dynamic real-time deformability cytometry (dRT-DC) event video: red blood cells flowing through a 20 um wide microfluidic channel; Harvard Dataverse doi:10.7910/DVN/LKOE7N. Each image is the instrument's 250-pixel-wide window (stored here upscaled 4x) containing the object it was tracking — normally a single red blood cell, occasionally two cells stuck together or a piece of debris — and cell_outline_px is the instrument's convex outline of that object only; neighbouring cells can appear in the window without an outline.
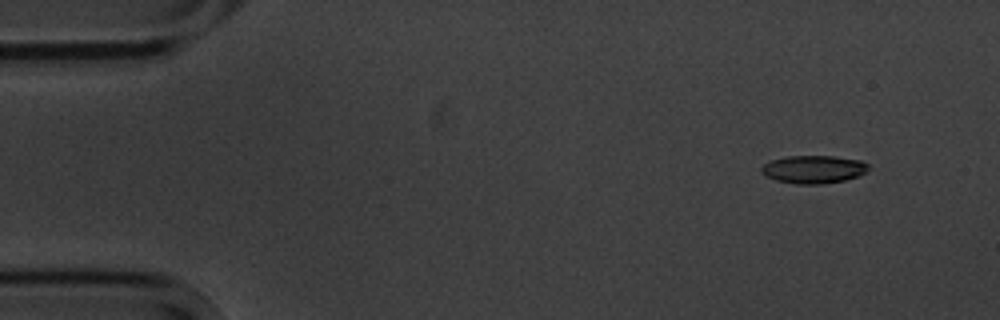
{"species": "common noctule bat (a hibernating species)", "species_latin": "Nyctalus noctula", "temperature_condition": "cold", "stored_images_in_passage": 6, "camera_frame_rate_fps": 3000, "um_per_image_px": 0.085, "animal": {"sex": "male", "body_mass_g": 20.1, "forearm_length_mm": 53.5}, "frame": {"image": 1, "passage_image": 1, "time_ms": 0.0, "image_size_px": [1000, 320], "cell_outline_px": [[868, 168], [860, 176], [844, 180], [820, 184], [796, 184], [776, 180], [764, 176], [760, 172], [760, 168], [764, 164], [772, 160], [784, 156], [832, 156], [860, 160], [868, 164]], "centroid_in_image_um": [69.11, 14.39], "position_along_channel_um": 15.9, "area_um2": 17.46}}
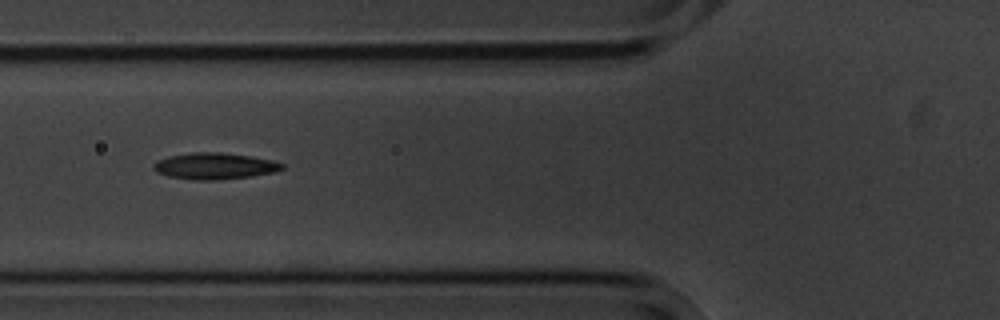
{"frame": {"image": 2, "passage_image": 5, "time_ms": 5.333, "image_size_px": [1000, 320], "cell_outline_px": [[284, 168], [276, 172], [252, 176], [216, 180], [196, 180], [168, 176], [156, 172], [152, 168], [152, 164], [156, 160], [168, 156], [192, 152], [224, 152], [252, 156], [272, 160], [284, 164]], "centroid_in_image_um": [18.23, 14.1], "position_along_channel_um": 107.6, "area_um2": 20.06}}
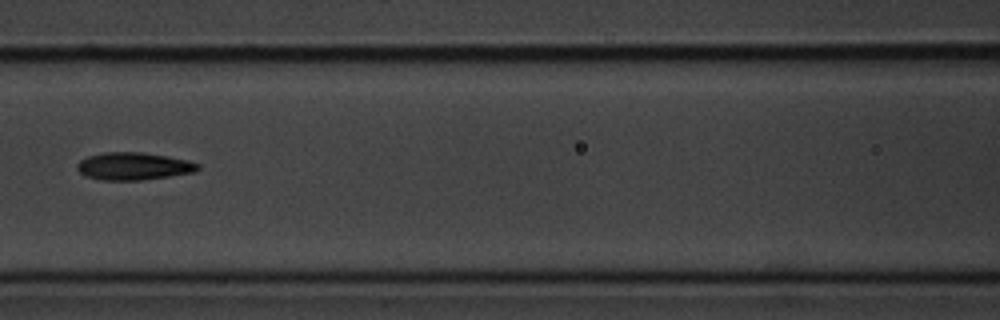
{"frame": {"image": 3, "passage_image": 6, "time_ms": 6.667, "image_size_px": [1000, 320], "cell_outline_px": [[200, 168], [196, 172], [140, 180], [100, 180], [84, 176], [76, 168], [76, 164], [80, 160], [88, 156], [104, 152], [140, 152], [168, 156], [188, 160], [200, 164]], "centroid_in_image_um": [11.34, 14.12], "position_along_channel_um": 155.3, "area_um2": 19.48}}